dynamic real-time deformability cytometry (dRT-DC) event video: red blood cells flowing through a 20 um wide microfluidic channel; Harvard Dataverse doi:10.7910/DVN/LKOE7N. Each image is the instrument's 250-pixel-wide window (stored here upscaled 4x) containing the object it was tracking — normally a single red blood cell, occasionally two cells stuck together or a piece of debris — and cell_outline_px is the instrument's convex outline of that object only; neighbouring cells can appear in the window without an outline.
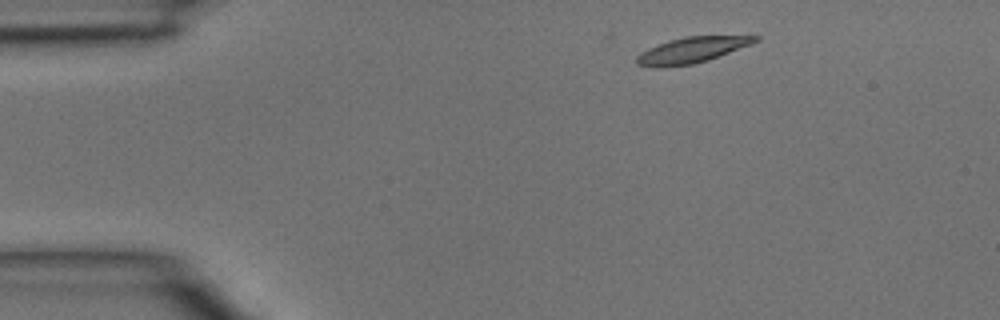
{"species": "common noctule bat (a hibernating species)", "species_latin": "Nyctalus noctula", "temperature_condition": "room temperature", "stored_images_in_passage": 5, "segment_of_instrument_passage": [2, 2], "camera_frame_rate_fps": 3000, "um_per_image_px": 0.085, "animal": {"sex": "male", "body_mass_g": 15.6}, "frame": {"image": 1, "passage_image": 5, "time_ms": 1.333, "image_size_px": [1000, 320], "cell_outline_px": [[760, 40], [752, 44], [708, 60], [692, 64], [664, 68], [652, 68], [636, 64], [636, 56], [640, 52], [648, 48], [668, 40], [684, 36], [760, 36]], "centroid_in_image_um": [58.75, 4.27], "position_along_channel_um": 26.2, "area_um2": 18.03}}